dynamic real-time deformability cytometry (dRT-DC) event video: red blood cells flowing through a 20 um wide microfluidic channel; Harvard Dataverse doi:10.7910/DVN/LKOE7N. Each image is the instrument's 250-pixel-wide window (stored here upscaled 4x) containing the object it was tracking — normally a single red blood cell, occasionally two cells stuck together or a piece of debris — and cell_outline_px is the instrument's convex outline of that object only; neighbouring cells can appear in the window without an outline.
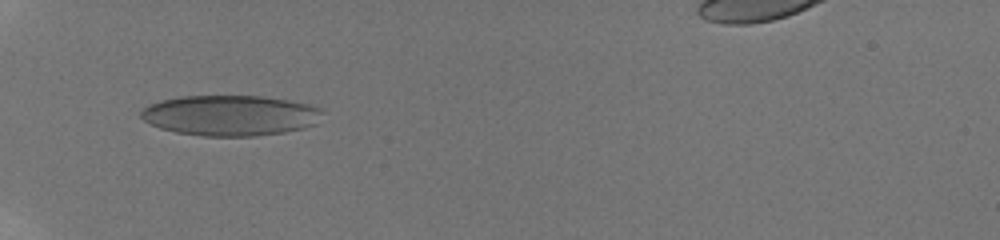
{"species": "human", "species_latin": "Homo sapiens", "temperature_condition": "room temperature", "stored_images_in_passage": 2, "camera_frame_rate_fps": 3000, "um_per_image_px": 0.085, "donor": {"sex": "male"}, "frame": {"image": 1, "passage_image": 1, "time_ms": 0.0, "image_size_px": [1000, 240], "cell_outline_px": [[324, 112], [316, 124], [304, 128], [284, 132], [256, 136], [200, 136], [176, 132], [160, 128], [144, 120], [140, 116], [140, 112], [148, 104], [160, 100], [180, 96], [264, 96], [288, 100], [308, 104], [320, 108]], "centroid_in_image_um": [19.58, 9.81], "position_along_channel_um": 65.4, "area_um2": 43.06}}